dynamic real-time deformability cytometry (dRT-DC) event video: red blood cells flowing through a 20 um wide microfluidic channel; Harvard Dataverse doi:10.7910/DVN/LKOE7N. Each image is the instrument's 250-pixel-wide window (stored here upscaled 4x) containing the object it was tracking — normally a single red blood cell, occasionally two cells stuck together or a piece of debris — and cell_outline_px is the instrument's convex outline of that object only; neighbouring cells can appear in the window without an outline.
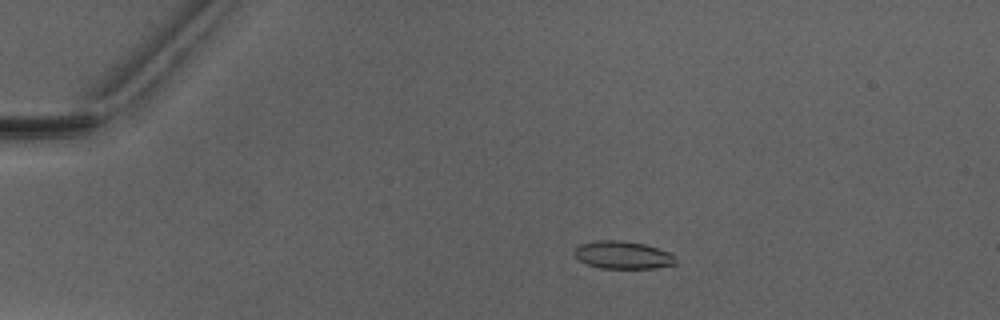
{"species": "Egyptian fruit bat (a non-hibernating species)", "species_latin": "Rousettus aegyptiacus", "temperature_condition": "warm", "stored_images_in_passage": 6, "camera_frame_rate_fps": 3000, "um_per_image_px": 0.085, "animal": {"sex": "male"}, "frame": {"image": 1, "passage_image": 4, "time_ms": 3.333, "image_size_px": [1000, 320], "cell_outline_px": [[676, 264], [656, 268], [600, 268], [588, 264], [580, 260], [572, 252], [580, 244], [596, 240], [620, 240], [644, 244], [668, 252], [676, 256]], "centroid_in_image_um": [52.94, 21.67], "position_along_channel_um": 32.1, "area_um2": 16.3}}